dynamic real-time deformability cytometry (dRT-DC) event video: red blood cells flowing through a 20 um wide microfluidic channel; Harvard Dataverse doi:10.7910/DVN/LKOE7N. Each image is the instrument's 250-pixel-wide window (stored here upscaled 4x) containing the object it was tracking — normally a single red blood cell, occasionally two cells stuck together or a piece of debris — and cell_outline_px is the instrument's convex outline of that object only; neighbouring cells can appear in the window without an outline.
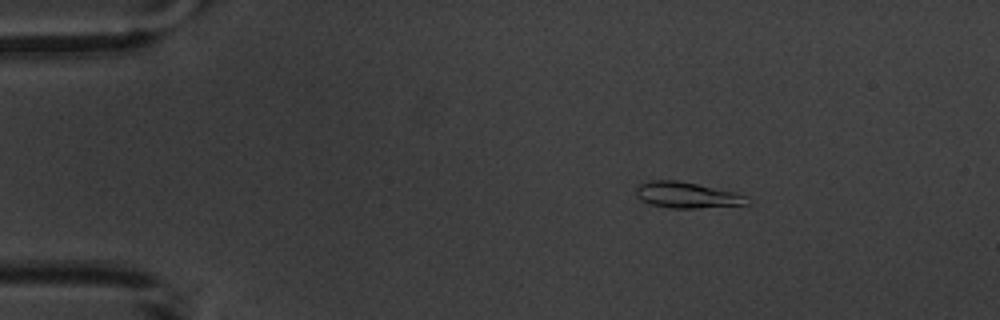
{"species": "common noctule bat (a hibernating species)", "species_latin": "Nyctalus noctula", "temperature_condition": "warm", "stored_images_in_passage": 5, "camera_frame_rate_fps": 3000, "um_per_image_px": 0.085, "animal": {"sex": "male", "body_mass_g": 20.1, "forearm_length_mm": 53.5}, "frame": {"image": 1, "passage_image": 2, "time_ms": 2.0, "image_size_px": [1000, 320], "cell_outline_px": [[752, 200], [748, 204], [700, 208], [672, 208], [648, 204], [640, 200], [636, 196], [636, 188], [640, 184], [652, 180], [680, 180], [736, 192], [748, 196]], "centroid_in_image_um": [58.42, 16.58], "position_along_channel_um": 26.6, "area_um2": 17.11}}